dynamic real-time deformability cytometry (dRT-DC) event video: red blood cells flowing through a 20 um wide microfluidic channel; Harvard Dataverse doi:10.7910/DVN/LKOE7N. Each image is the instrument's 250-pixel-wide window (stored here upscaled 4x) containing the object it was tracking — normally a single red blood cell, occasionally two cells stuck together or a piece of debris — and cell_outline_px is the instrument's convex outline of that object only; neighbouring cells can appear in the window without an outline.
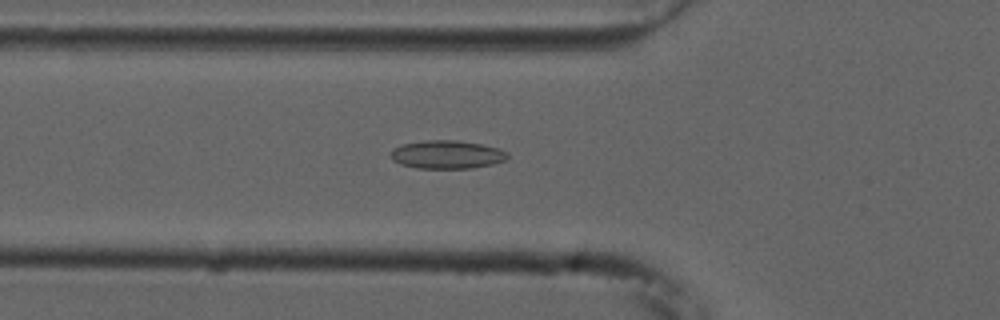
{"species": "common noctule bat (a hibernating species)", "species_latin": "Nyctalus noctula", "temperature_condition": "cold", "stored_images_in_passage": 47, "camera_frame_rate_fps": 3000, "um_per_image_px": 0.085, "animal": {"sex": "male", "forearm_length_mm": 52.5}, "frame": {"image": 1, "passage_image": 12, "time_ms": 3.667, "image_size_px": [1000, 320], "cell_outline_px": [[508, 160], [492, 164], [472, 168], [416, 168], [400, 164], [392, 160], [388, 156], [392, 148], [400, 144], [424, 140], [456, 140], [480, 144], [500, 148], [508, 152]], "centroid_in_image_um": [37.96, 13.13], "position_along_channel_um": 87.8, "area_um2": 19.59}}
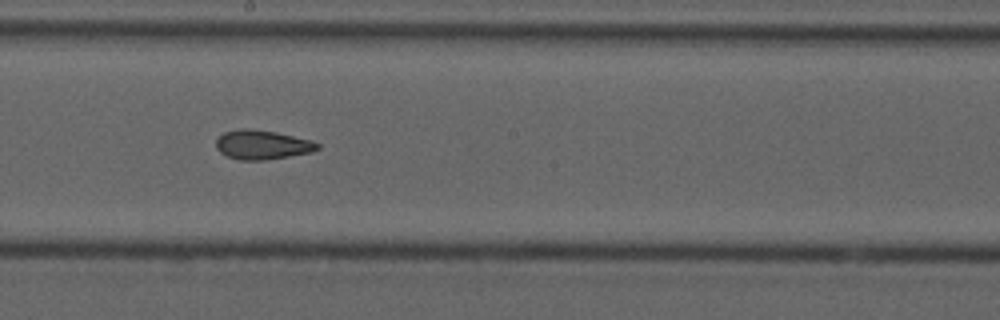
{"frame": {"image": 2, "passage_image": 23, "time_ms": 7.333, "image_size_px": [1000, 320], "cell_outline_px": [[320, 148], [312, 152], [264, 160], [240, 160], [228, 156], [220, 152], [216, 148], [216, 140], [224, 132], [240, 128], [248, 128], [276, 132], [312, 140], [320, 144]], "centroid_in_image_um": [22.3, 12.3], "position_along_channel_um": 225.9, "area_um2": 17.28}}
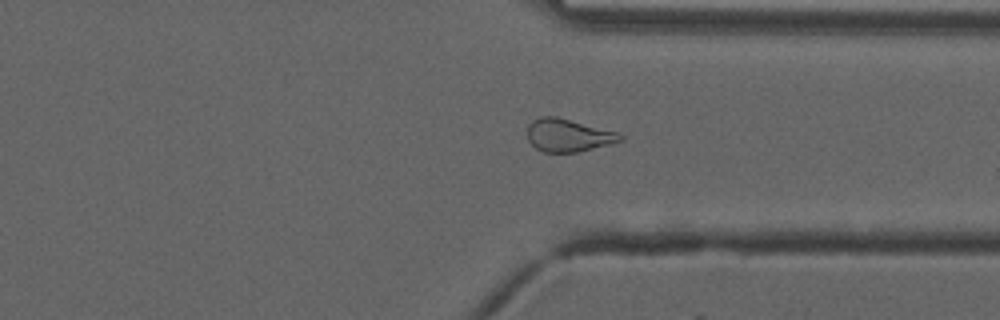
{"frame": {"image": 3, "passage_image": 34, "time_ms": 11.0, "image_size_px": [1000, 320], "cell_outline_px": [[624, 140], [612, 144], [576, 152], [544, 152], [536, 148], [528, 140], [528, 124], [532, 120], [540, 116], [556, 116], [620, 132], [624, 136]], "centroid_in_image_um": [48.34, 11.49], "position_along_channel_um": 363.1, "area_um2": 17.98}, "authors_computed_cell_mechanics": {"area_um2": 18.207, "velocity_mm_per_s": 3.7428, "shape_relaxation_time_tau1_ms": null, "shape_relaxation_time_tau2_ms": 2.9307, "deformation_change_tau1": null, "deformation_change_tau2": 0.1079}}